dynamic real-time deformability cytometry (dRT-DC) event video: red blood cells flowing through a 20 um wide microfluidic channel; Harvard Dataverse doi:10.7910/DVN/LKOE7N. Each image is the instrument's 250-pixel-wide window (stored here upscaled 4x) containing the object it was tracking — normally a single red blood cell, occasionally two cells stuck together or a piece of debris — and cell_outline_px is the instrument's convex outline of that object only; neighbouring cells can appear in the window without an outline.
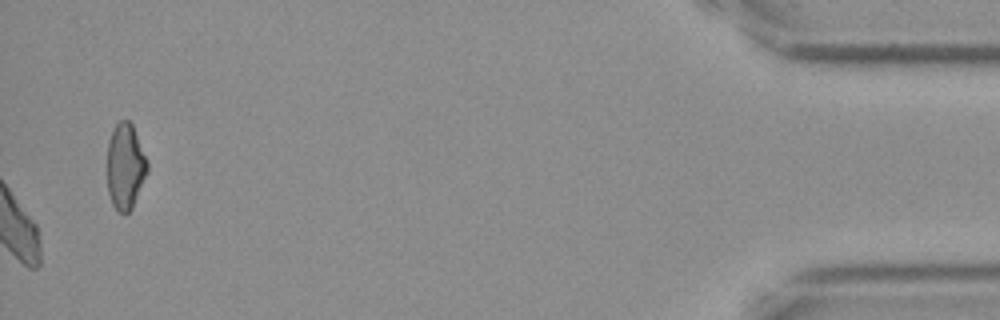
{"species": "Egyptian fruit bat (a non-hibernating species)", "species_latin": "Rousettus aegyptiacus", "temperature_condition": "cold", "stored_images_in_passage": 44, "camera_frame_rate_fps": 3000, "um_per_image_px": 0.085, "frame": {"image": 1, "passage_image": 44, "time_ms": 14.333, "image_size_px": [1000, 320], "cell_outline_px": [[148, 172], [132, 208], [124, 216], [112, 204], [108, 192], [108, 140], [112, 128], [120, 120], [128, 120], [132, 124], [148, 160]], "centroid_in_image_um": [10.66, 14.13], "position_along_channel_um": 424.5, "area_um2": 20.23}, "authors_computed_cell_mechanics": {"area_um2": 23.0333, "velocity_mm_per_s": 3.5971, "shape_relaxation_time_tau1_ms": 8.0673, "shape_relaxation_time_tau2_ms": 6.5412, "deformation_change_tau1": 0.1579, "deformation_change_tau2": 0.1319}}